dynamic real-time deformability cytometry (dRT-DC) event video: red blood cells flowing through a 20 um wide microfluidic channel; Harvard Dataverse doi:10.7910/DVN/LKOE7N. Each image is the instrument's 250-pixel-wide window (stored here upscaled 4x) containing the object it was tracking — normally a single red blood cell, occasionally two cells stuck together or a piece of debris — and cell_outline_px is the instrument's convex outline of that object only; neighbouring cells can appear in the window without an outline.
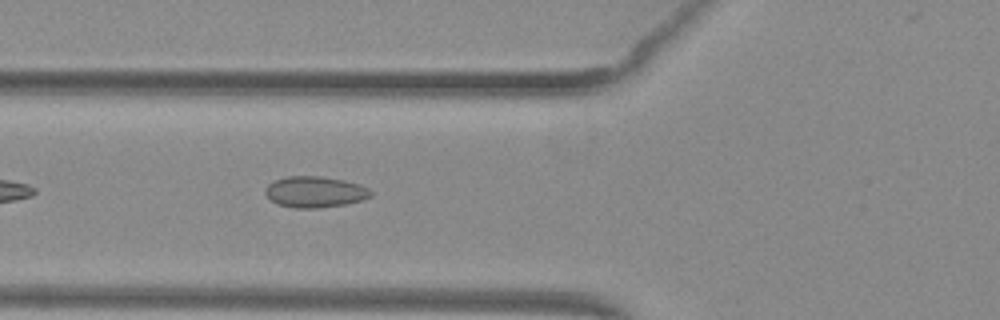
{"species": "common noctule bat (a hibernating species)", "species_latin": "Nyctalus noctula", "temperature_condition": "warm", "stored_images_in_passage": 37, "camera_frame_rate_fps": 3000, "um_per_image_px": 0.085, "animal": {"sex": "female", "body_mass_g": 29.2, "forearm_length_mm": 56.3}, "frame": {"image": 1, "passage_image": 5, "time_ms": 1.333, "image_size_px": [1000, 320], "cell_outline_px": [[372, 196], [364, 200], [344, 204], [316, 208], [296, 208], [276, 204], [264, 192], [268, 184], [276, 180], [288, 176], [320, 176], [344, 180], [360, 184], [368, 188], [372, 192]], "centroid_in_image_um": [26.8, 16.31], "position_along_channel_um": 99.0, "area_um2": 19.07}}
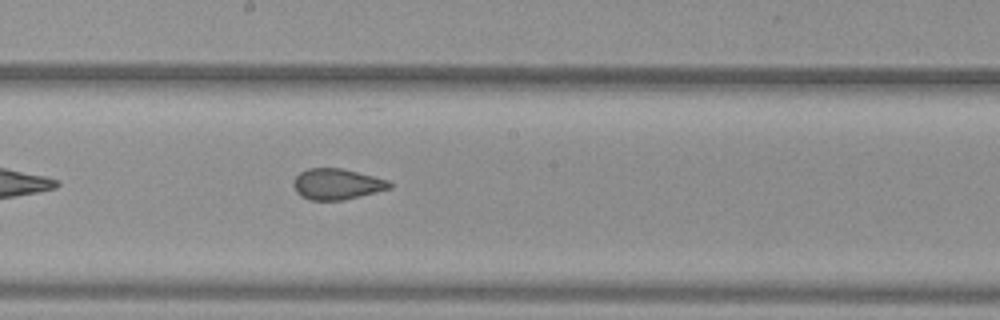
{"frame": {"image": 2, "passage_image": 14, "time_ms": 4.333, "image_size_px": [1000, 320], "cell_outline_px": [[392, 188], [344, 200], [312, 200], [300, 196], [296, 192], [292, 184], [296, 176], [300, 172], [308, 168], [340, 168], [388, 180], [392, 184]], "centroid_in_image_um": [28.61, 15.65], "position_along_channel_um": 219.6, "area_um2": 17.22}}
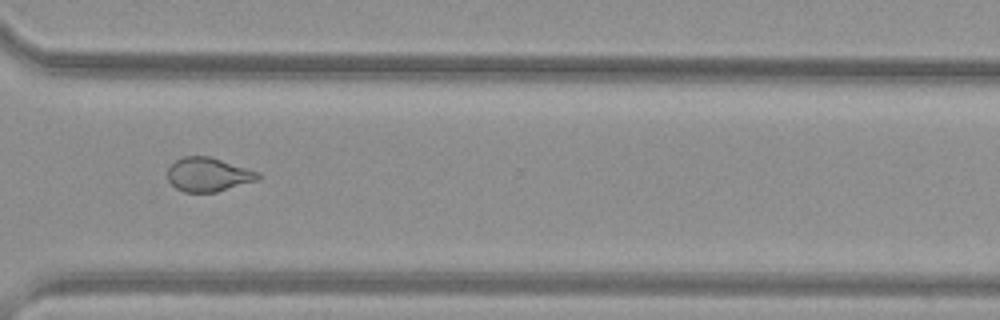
{"frame": {"image": 3, "passage_image": 24, "time_ms": 7.667, "image_size_px": [1000, 320], "cell_outline_px": [[264, 176], [260, 180], [216, 192], [184, 192], [176, 188], [168, 180], [168, 168], [176, 160], [184, 156], [208, 156], [260, 172]], "centroid_in_image_um": [17.75, 14.84], "position_along_channel_um": 352.8, "area_um2": 17.98}, "authors_computed_cell_mechanics": {"area_um2": 18.0914, "velocity_mm_per_s": 4.0031, "shape_relaxation_time_tau1_ms": null, "shape_relaxation_time_tau2_ms": 0.7985, "deformation_change_tau1": null, "deformation_change_tau2": 0.06}}